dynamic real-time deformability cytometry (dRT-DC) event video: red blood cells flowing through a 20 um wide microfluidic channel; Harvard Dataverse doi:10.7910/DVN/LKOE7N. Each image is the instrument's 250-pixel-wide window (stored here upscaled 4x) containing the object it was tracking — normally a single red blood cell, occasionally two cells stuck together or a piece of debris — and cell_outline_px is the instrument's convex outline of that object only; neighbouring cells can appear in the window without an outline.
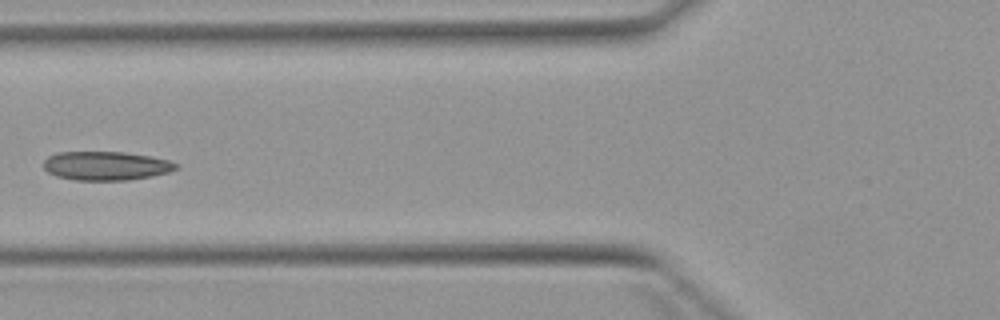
{"species": "Egyptian fruit bat (a non-hibernating species)", "species_latin": "Rousettus aegyptiacus", "temperature_condition": "warm", "stored_images_in_passage": 5, "camera_frame_rate_fps": 3000, "um_per_image_px": 0.085, "animal": {"sex": "female"}, "frame": {"image": 1, "passage_image": 5, "time_ms": 5.667, "image_size_px": [1000, 320], "cell_outline_px": [[180, 164], [176, 168], [168, 172], [152, 176], [128, 180], [76, 180], [56, 176], [48, 172], [44, 168], [44, 160], [48, 156], [56, 152], [124, 152], [148, 156], [168, 160]], "centroid_in_image_um": [8.99, 14.09], "position_along_channel_um": 116.8, "area_um2": 22.2}}